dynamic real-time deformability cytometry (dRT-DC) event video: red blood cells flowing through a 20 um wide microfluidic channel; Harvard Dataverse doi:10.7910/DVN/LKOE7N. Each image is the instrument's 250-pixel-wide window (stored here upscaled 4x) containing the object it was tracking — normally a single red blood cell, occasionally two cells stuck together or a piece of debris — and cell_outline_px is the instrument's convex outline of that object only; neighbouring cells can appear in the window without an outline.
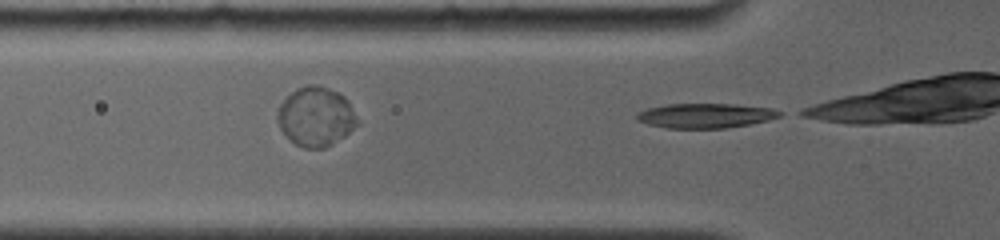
{"species": "common noctule bat (a hibernating species)", "species_latin": "Nyctalus noctula", "temperature_condition": "room temperature", "stored_images_in_passage": 9, "segment_of_instrument_passage": [2, 2], "camera_frame_rate_fps": 4000, "um_per_image_px": 0.085, "animal": {"sex": "female", "body_mass_g": 19.0, "forearm_length_mm": 56.7}, "frame": {"image": 1, "passage_image": 9, "time_ms": 2.5, "image_size_px": [1000, 240], "cell_outline_px": [[784, 112], [780, 116], [768, 120], [748, 124], [724, 128], [668, 128], [648, 124], [636, 120], [636, 112], [648, 108], [668, 104], [736, 104], [772, 108]], "centroid_in_image_um": [59.95, 9.82], "position_along_channel_um": 65.8, "area_um2": 20.52}}